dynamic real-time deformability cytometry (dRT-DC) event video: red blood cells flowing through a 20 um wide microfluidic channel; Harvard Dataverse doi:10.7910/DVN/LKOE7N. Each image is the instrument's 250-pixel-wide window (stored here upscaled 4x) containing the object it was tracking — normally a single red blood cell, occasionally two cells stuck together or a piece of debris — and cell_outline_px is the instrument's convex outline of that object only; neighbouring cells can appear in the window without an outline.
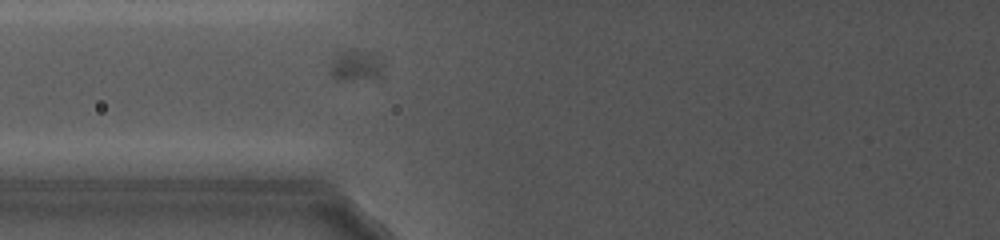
{"species": "common noctule bat (a hibernating species)", "species_latin": "Nyctalus noctula", "temperature_condition": "cold", "stored_images_in_passage": 68, "camera_frame_rate_fps": 5000, "um_per_image_px": 0.085, "animal": {"sex": "female", "body_mass_g": 19.0, "forearm_length_mm": 56.7}, "frame": {"image": 1, "passage_image": 12, "time_ms": 2.0, "image_size_px": [1000, 240], "cell_outline_px": [[384, 68], [380, 76], [344, 80], [336, 80], [328, 72], [328, 68], [332, 56], [336, 52], [348, 48], [356, 48], [372, 52], [384, 64]], "centroid_in_image_um": [30.16, 5.5], "position_along_channel_um": 95.6, "area_um2": 10.12}}